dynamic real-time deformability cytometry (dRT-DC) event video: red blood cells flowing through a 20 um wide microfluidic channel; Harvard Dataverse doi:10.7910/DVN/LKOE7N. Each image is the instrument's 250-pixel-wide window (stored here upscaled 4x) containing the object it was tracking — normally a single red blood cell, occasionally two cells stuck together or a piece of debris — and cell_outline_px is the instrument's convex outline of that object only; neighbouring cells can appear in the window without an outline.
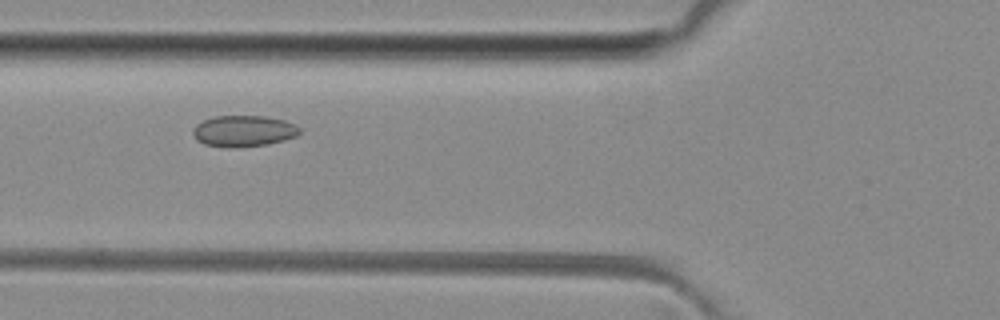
{"species": "common noctule bat (a hibernating species)", "species_latin": "Nyctalus noctula", "temperature_condition": "room temperature", "stored_images_in_passage": 35, "camera_frame_rate_fps": 3000, "um_per_image_px": 0.085, "animal": {"sex": "female", "body_mass_g": 29.2, "forearm_length_mm": 56.3}, "frame": {"image": 1, "passage_image": 15, "time_ms": 4.667, "image_size_px": [1000, 320], "cell_outline_px": [[300, 132], [296, 136], [284, 140], [268, 144], [232, 148], [204, 144], [196, 140], [192, 132], [192, 128], [196, 124], [204, 120], [216, 116], [264, 116], [284, 120], [300, 128]], "centroid_in_image_um": [20.67, 11.14], "position_along_channel_um": 105.1, "area_um2": 19.36}}
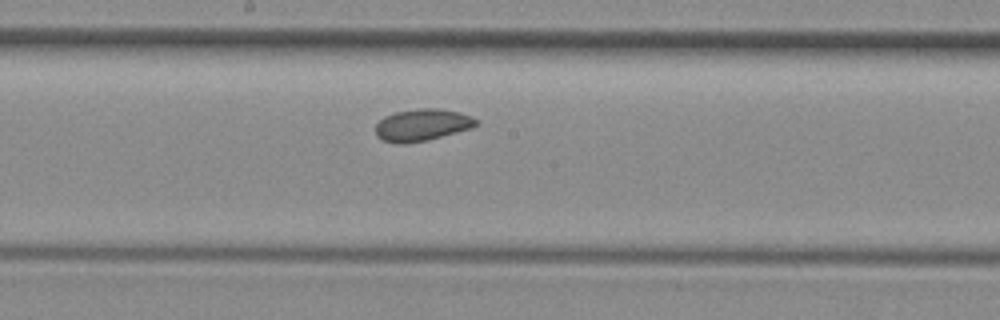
{"frame": {"image": 2, "passage_image": 23, "time_ms": 7.333, "image_size_px": [1000, 320], "cell_outline_px": [[476, 124], [472, 128], [424, 140], [404, 144], [396, 144], [384, 140], [376, 136], [376, 124], [384, 116], [396, 112], [416, 108], [440, 108], [460, 112], [472, 116], [476, 120]], "centroid_in_image_um": [35.86, 10.6], "position_along_channel_um": 212.3, "area_um2": 18.61}}
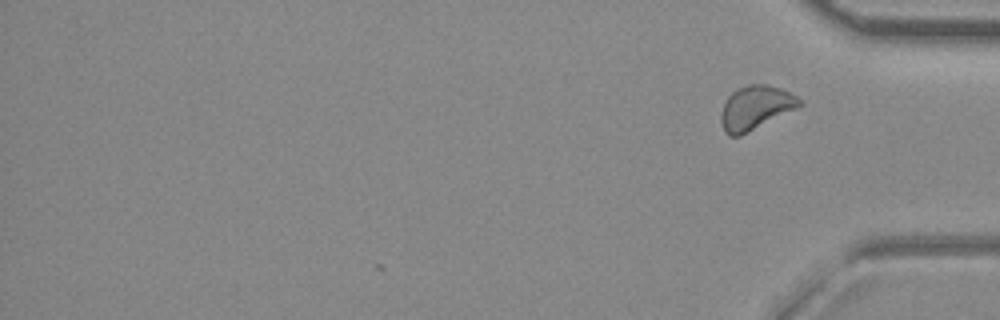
{"frame": {"image": 3, "passage_image": 35, "time_ms": 11.333, "image_size_px": [1000, 320], "cell_outline_px": [[804, 104], [740, 136], [728, 136], [724, 132], [720, 120], [720, 112], [728, 96], [732, 92], [748, 84], [768, 84], [780, 88], [804, 100]], "centroid_in_image_um": [64.21, 9.15], "position_along_channel_um": 371.0, "area_um2": 20.0}, "authors_computed_cell_mechanics": {"area_um2": 19.074, "velocity_mm_per_s": 4.0219, "shape_relaxation_time_tau1_ms": null, "shape_relaxation_time_tau2_ms": 8.3381, "deformation_change_tau1": null, "deformation_change_tau2": 0.1108}}